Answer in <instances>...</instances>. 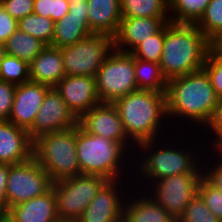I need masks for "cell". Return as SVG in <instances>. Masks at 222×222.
<instances>
[{"instance_id": "4fadbf2b", "label": "cell", "mask_w": 222, "mask_h": 222, "mask_svg": "<svg viewBox=\"0 0 222 222\" xmlns=\"http://www.w3.org/2000/svg\"><path fill=\"white\" fill-rule=\"evenodd\" d=\"M78 125L87 133L122 143L133 155L136 146L125 134L118 110L112 103H100L78 119Z\"/></svg>"}, {"instance_id": "7402d4cb", "label": "cell", "mask_w": 222, "mask_h": 222, "mask_svg": "<svg viewBox=\"0 0 222 222\" xmlns=\"http://www.w3.org/2000/svg\"><path fill=\"white\" fill-rule=\"evenodd\" d=\"M87 5L91 32L114 37L122 19L120 0H87Z\"/></svg>"}, {"instance_id": "7dc6e473", "label": "cell", "mask_w": 222, "mask_h": 222, "mask_svg": "<svg viewBox=\"0 0 222 222\" xmlns=\"http://www.w3.org/2000/svg\"><path fill=\"white\" fill-rule=\"evenodd\" d=\"M56 222H77V221H69V220H58V221H56Z\"/></svg>"}, {"instance_id": "52a82bcc", "label": "cell", "mask_w": 222, "mask_h": 222, "mask_svg": "<svg viewBox=\"0 0 222 222\" xmlns=\"http://www.w3.org/2000/svg\"><path fill=\"white\" fill-rule=\"evenodd\" d=\"M134 64L135 58L130 53L114 49L108 55L95 76L96 93L101 103H113L138 90Z\"/></svg>"}, {"instance_id": "6da1fadb", "label": "cell", "mask_w": 222, "mask_h": 222, "mask_svg": "<svg viewBox=\"0 0 222 222\" xmlns=\"http://www.w3.org/2000/svg\"><path fill=\"white\" fill-rule=\"evenodd\" d=\"M176 135L177 132H173L171 136L136 146L133 157L134 187L146 190L156 180L191 173L202 163L207 149L201 135L196 132H179Z\"/></svg>"}, {"instance_id": "e575fe53", "label": "cell", "mask_w": 222, "mask_h": 222, "mask_svg": "<svg viewBox=\"0 0 222 222\" xmlns=\"http://www.w3.org/2000/svg\"><path fill=\"white\" fill-rule=\"evenodd\" d=\"M69 8V0H34L33 14L56 22L68 14Z\"/></svg>"}, {"instance_id": "4dcf8cb0", "label": "cell", "mask_w": 222, "mask_h": 222, "mask_svg": "<svg viewBox=\"0 0 222 222\" xmlns=\"http://www.w3.org/2000/svg\"><path fill=\"white\" fill-rule=\"evenodd\" d=\"M163 43L164 26L154 35L141 41V43L130 52V54L136 59L159 64L163 52Z\"/></svg>"}, {"instance_id": "f6af8a7d", "label": "cell", "mask_w": 222, "mask_h": 222, "mask_svg": "<svg viewBox=\"0 0 222 222\" xmlns=\"http://www.w3.org/2000/svg\"><path fill=\"white\" fill-rule=\"evenodd\" d=\"M0 222H12V221H11L6 215H4V216L1 218Z\"/></svg>"}, {"instance_id": "30bf717a", "label": "cell", "mask_w": 222, "mask_h": 222, "mask_svg": "<svg viewBox=\"0 0 222 222\" xmlns=\"http://www.w3.org/2000/svg\"><path fill=\"white\" fill-rule=\"evenodd\" d=\"M202 178V163L191 173L154 181L145 191L176 220L197 194Z\"/></svg>"}, {"instance_id": "60d3db41", "label": "cell", "mask_w": 222, "mask_h": 222, "mask_svg": "<svg viewBox=\"0 0 222 222\" xmlns=\"http://www.w3.org/2000/svg\"><path fill=\"white\" fill-rule=\"evenodd\" d=\"M9 173V164H0V211L7 214L6 185Z\"/></svg>"}, {"instance_id": "f546056e", "label": "cell", "mask_w": 222, "mask_h": 222, "mask_svg": "<svg viewBox=\"0 0 222 222\" xmlns=\"http://www.w3.org/2000/svg\"><path fill=\"white\" fill-rule=\"evenodd\" d=\"M0 80L20 85L30 81L29 63L11 55L0 61Z\"/></svg>"}, {"instance_id": "3957f363", "label": "cell", "mask_w": 222, "mask_h": 222, "mask_svg": "<svg viewBox=\"0 0 222 222\" xmlns=\"http://www.w3.org/2000/svg\"><path fill=\"white\" fill-rule=\"evenodd\" d=\"M112 104L118 110L125 134L135 146L174 132L167 119L165 93L137 90Z\"/></svg>"}, {"instance_id": "f35d334b", "label": "cell", "mask_w": 222, "mask_h": 222, "mask_svg": "<svg viewBox=\"0 0 222 222\" xmlns=\"http://www.w3.org/2000/svg\"><path fill=\"white\" fill-rule=\"evenodd\" d=\"M2 6L11 17L19 21L33 14L34 0H2Z\"/></svg>"}, {"instance_id": "5bb4252c", "label": "cell", "mask_w": 222, "mask_h": 222, "mask_svg": "<svg viewBox=\"0 0 222 222\" xmlns=\"http://www.w3.org/2000/svg\"><path fill=\"white\" fill-rule=\"evenodd\" d=\"M78 125V119L54 87L50 88L38 110L28 135L32 141L46 133L63 131Z\"/></svg>"}, {"instance_id": "277c9868", "label": "cell", "mask_w": 222, "mask_h": 222, "mask_svg": "<svg viewBox=\"0 0 222 222\" xmlns=\"http://www.w3.org/2000/svg\"><path fill=\"white\" fill-rule=\"evenodd\" d=\"M210 50V40L195 24L166 23L159 62L163 76L168 81L202 69Z\"/></svg>"}, {"instance_id": "83f0119b", "label": "cell", "mask_w": 222, "mask_h": 222, "mask_svg": "<svg viewBox=\"0 0 222 222\" xmlns=\"http://www.w3.org/2000/svg\"><path fill=\"white\" fill-rule=\"evenodd\" d=\"M18 29L37 39L46 45H51L54 35V21L36 14H30L18 21Z\"/></svg>"}, {"instance_id": "7a4b0ae2", "label": "cell", "mask_w": 222, "mask_h": 222, "mask_svg": "<svg viewBox=\"0 0 222 222\" xmlns=\"http://www.w3.org/2000/svg\"><path fill=\"white\" fill-rule=\"evenodd\" d=\"M165 94L167 119L177 133H200L219 102L203 68L168 80Z\"/></svg>"}, {"instance_id": "7bdbcfd3", "label": "cell", "mask_w": 222, "mask_h": 222, "mask_svg": "<svg viewBox=\"0 0 222 222\" xmlns=\"http://www.w3.org/2000/svg\"><path fill=\"white\" fill-rule=\"evenodd\" d=\"M210 48L215 55L222 58V33L210 41Z\"/></svg>"}, {"instance_id": "5b68a950", "label": "cell", "mask_w": 222, "mask_h": 222, "mask_svg": "<svg viewBox=\"0 0 222 222\" xmlns=\"http://www.w3.org/2000/svg\"><path fill=\"white\" fill-rule=\"evenodd\" d=\"M76 150L81 174L109 181L133 179L134 155L122 143L87 133L76 125Z\"/></svg>"}, {"instance_id": "8fae6325", "label": "cell", "mask_w": 222, "mask_h": 222, "mask_svg": "<svg viewBox=\"0 0 222 222\" xmlns=\"http://www.w3.org/2000/svg\"><path fill=\"white\" fill-rule=\"evenodd\" d=\"M53 181L34 157L9 165L6 185L7 211L10 207L38 197L52 188Z\"/></svg>"}, {"instance_id": "484cf974", "label": "cell", "mask_w": 222, "mask_h": 222, "mask_svg": "<svg viewBox=\"0 0 222 222\" xmlns=\"http://www.w3.org/2000/svg\"><path fill=\"white\" fill-rule=\"evenodd\" d=\"M134 70L138 90L166 93L168 81L158 63L135 58Z\"/></svg>"}, {"instance_id": "ee69618b", "label": "cell", "mask_w": 222, "mask_h": 222, "mask_svg": "<svg viewBox=\"0 0 222 222\" xmlns=\"http://www.w3.org/2000/svg\"><path fill=\"white\" fill-rule=\"evenodd\" d=\"M5 55V43L0 42V61Z\"/></svg>"}, {"instance_id": "ac0fdd59", "label": "cell", "mask_w": 222, "mask_h": 222, "mask_svg": "<svg viewBox=\"0 0 222 222\" xmlns=\"http://www.w3.org/2000/svg\"><path fill=\"white\" fill-rule=\"evenodd\" d=\"M123 222H177L145 190L132 187L123 205Z\"/></svg>"}, {"instance_id": "74e56055", "label": "cell", "mask_w": 222, "mask_h": 222, "mask_svg": "<svg viewBox=\"0 0 222 222\" xmlns=\"http://www.w3.org/2000/svg\"><path fill=\"white\" fill-rule=\"evenodd\" d=\"M15 92V84L0 80V121L9 120Z\"/></svg>"}, {"instance_id": "44dd1931", "label": "cell", "mask_w": 222, "mask_h": 222, "mask_svg": "<svg viewBox=\"0 0 222 222\" xmlns=\"http://www.w3.org/2000/svg\"><path fill=\"white\" fill-rule=\"evenodd\" d=\"M29 68L30 81L55 87L65 77L61 48L47 45Z\"/></svg>"}, {"instance_id": "c3c4849f", "label": "cell", "mask_w": 222, "mask_h": 222, "mask_svg": "<svg viewBox=\"0 0 222 222\" xmlns=\"http://www.w3.org/2000/svg\"><path fill=\"white\" fill-rule=\"evenodd\" d=\"M4 215H5V214L0 211V220H1V218H2Z\"/></svg>"}, {"instance_id": "cb8c5ba5", "label": "cell", "mask_w": 222, "mask_h": 222, "mask_svg": "<svg viewBox=\"0 0 222 222\" xmlns=\"http://www.w3.org/2000/svg\"><path fill=\"white\" fill-rule=\"evenodd\" d=\"M46 46L40 39L17 29L5 42V53L30 64Z\"/></svg>"}, {"instance_id": "8992f818", "label": "cell", "mask_w": 222, "mask_h": 222, "mask_svg": "<svg viewBox=\"0 0 222 222\" xmlns=\"http://www.w3.org/2000/svg\"><path fill=\"white\" fill-rule=\"evenodd\" d=\"M33 157L53 182L81 175L76 150V126L39 136L33 141Z\"/></svg>"}, {"instance_id": "ab89813d", "label": "cell", "mask_w": 222, "mask_h": 222, "mask_svg": "<svg viewBox=\"0 0 222 222\" xmlns=\"http://www.w3.org/2000/svg\"><path fill=\"white\" fill-rule=\"evenodd\" d=\"M18 29V21L11 17L0 5V42L5 43L7 39Z\"/></svg>"}, {"instance_id": "1f68e13d", "label": "cell", "mask_w": 222, "mask_h": 222, "mask_svg": "<svg viewBox=\"0 0 222 222\" xmlns=\"http://www.w3.org/2000/svg\"><path fill=\"white\" fill-rule=\"evenodd\" d=\"M199 134L207 150H217L222 145V99L215 107L210 121Z\"/></svg>"}, {"instance_id": "bcb514c9", "label": "cell", "mask_w": 222, "mask_h": 222, "mask_svg": "<svg viewBox=\"0 0 222 222\" xmlns=\"http://www.w3.org/2000/svg\"><path fill=\"white\" fill-rule=\"evenodd\" d=\"M216 151L222 156V145Z\"/></svg>"}, {"instance_id": "9a60e30c", "label": "cell", "mask_w": 222, "mask_h": 222, "mask_svg": "<svg viewBox=\"0 0 222 222\" xmlns=\"http://www.w3.org/2000/svg\"><path fill=\"white\" fill-rule=\"evenodd\" d=\"M54 88L77 119L101 103L94 76H65Z\"/></svg>"}, {"instance_id": "ba28073f", "label": "cell", "mask_w": 222, "mask_h": 222, "mask_svg": "<svg viewBox=\"0 0 222 222\" xmlns=\"http://www.w3.org/2000/svg\"><path fill=\"white\" fill-rule=\"evenodd\" d=\"M108 181L101 176L81 174L53 182L59 219L77 221Z\"/></svg>"}, {"instance_id": "d4e9b609", "label": "cell", "mask_w": 222, "mask_h": 222, "mask_svg": "<svg viewBox=\"0 0 222 222\" xmlns=\"http://www.w3.org/2000/svg\"><path fill=\"white\" fill-rule=\"evenodd\" d=\"M121 17L171 18L169 0H120Z\"/></svg>"}, {"instance_id": "7c38bea8", "label": "cell", "mask_w": 222, "mask_h": 222, "mask_svg": "<svg viewBox=\"0 0 222 222\" xmlns=\"http://www.w3.org/2000/svg\"><path fill=\"white\" fill-rule=\"evenodd\" d=\"M132 187V179L108 181L77 222H123V205Z\"/></svg>"}, {"instance_id": "b9f144b4", "label": "cell", "mask_w": 222, "mask_h": 222, "mask_svg": "<svg viewBox=\"0 0 222 222\" xmlns=\"http://www.w3.org/2000/svg\"><path fill=\"white\" fill-rule=\"evenodd\" d=\"M70 8L68 13L77 16H88V5L86 0H69Z\"/></svg>"}, {"instance_id": "603a6c76", "label": "cell", "mask_w": 222, "mask_h": 222, "mask_svg": "<svg viewBox=\"0 0 222 222\" xmlns=\"http://www.w3.org/2000/svg\"><path fill=\"white\" fill-rule=\"evenodd\" d=\"M93 33L88 27V16L66 14L54 22V35L51 46L63 48L87 38Z\"/></svg>"}, {"instance_id": "836d02e7", "label": "cell", "mask_w": 222, "mask_h": 222, "mask_svg": "<svg viewBox=\"0 0 222 222\" xmlns=\"http://www.w3.org/2000/svg\"><path fill=\"white\" fill-rule=\"evenodd\" d=\"M177 222H221L197 193L184 209Z\"/></svg>"}, {"instance_id": "d6a6232c", "label": "cell", "mask_w": 222, "mask_h": 222, "mask_svg": "<svg viewBox=\"0 0 222 222\" xmlns=\"http://www.w3.org/2000/svg\"><path fill=\"white\" fill-rule=\"evenodd\" d=\"M202 177L222 192V156L216 150H207L202 157Z\"/></svg>"}, {"instance_id": "d6986e66", "label": "cell", "mask_w": 222, "mask_h": 222, "mask_svg": "<svg viewBox=\"0 0 222 222\" xmlns=\"http://www.w3.org/2000/svg\"><path fill=\"white\" fill-rule=\"evenodd\" d=\"M33 157L28 131L8 120L0 121V164H19Z\"/></svg>"}, {"instance_id": "4316f807", "label": "cell", "mask_w": 222, "mask_h": 222, "mask_svg": "<svg viewBox=\"0 0 222 222\" xmlns=\"http://www.w3.org/2000/svg\"><path fill=\"white\" fill-rule=\"evenodd\" d=\"M210 0H169L172 22L195 24Z\"/></svg>"}, {"instance_id": "e0dca14e", "label": "cell", "mask_w": 222, "mask_h": 222, "mask_svg": "<svg viewBox=\"0 0 222 222\" xmlns=\"http://www.w3.org/2000/svg\"><path fill=\"white\" fill-rule=\"evenodd\" d=\"M171 18L122 17L114 36V49L130 53L141 41L157 33Z\"/></svg>"}, {"instance_id": "ffe728a7", "label": "cell", "mask_w": 222, "mask_h": 222, "mask_svg": "<svg viewBox=\"0 0 222 222\" xmlns=\"http://www.w3.org/2000/svg\"><path fill=\"white\" fill-rule=\"evenodd\" d=\"M6 216L12 222L58 221L56 195L53 188L38 197L10 207Z\"/></svg>"}, {"instance_id": "8d00e7d4", "label": "cell", "mask_w": 222, "mask_h": 222, "mask_svg": "<svg viewBox=\"0 0 222 222\" xmlns=\"http://www.w3.org/2000/svg\"><path fill=\"white\" fill-rule=\"evenodd\" d=\"M218 99H222V58L209 51L203 66Z\"/></svg>"}, {"instance_id": "9c48e42d", "label": "cell", "mask_w": 222, "mask_h": 222, "mask_svg": "<svg viewBox=\"0 0 222 222\" xmlns=\"http://www.w3.org/2000/svg\"><path fill=\"white\" fill-rule=\"evenodd\" d=\"M114 50V37L92 34L73 45L61 48L65 76H96Z\"/></svg>"}, {"instance_id": "d590c367", "label": "cell", "mask_w": 222, "mask_h": 222, "mask_svg": "<svg viewBox=\"0 0 222 222\" xmlns=\"http://www.w3.org/2000/svg\"><path fill=\"white\" fill-rule=\"evenodd\" d=\"M197 193L202 197L211 212L222 222V192L214 188L202 177L198 184Z\"/></svg>"}, {"instance_id": "2e32d148", "label": "cell", "mask_w": 222, "mask_h": 222, "mask_svg": "<svg viewBox=\"0 0 222 222\" xmlns=\"http://www.w3.org/2000/svg\"><path fill=\"white\" fill-rule=\"evenodd\" d=\"M51 87L45 84L28 81L16 85V92L9 120L17 127L29 130L42 106L47 91Z\"/></svg>"}, {"instance_id": "f1b7e54d", "label": "cell", "mask_w": 222, "mask_h": 222, "mask_svg": "<svg viewBox=\"0 0 222 222\" xmlns=\"http://www.w3.org/2000/svg\"><path fill=\"white\" fill-rule=\"evenodd\" d=\"M195 25L210 41L222 33V0H210Z\"/></svg>"}]
</instances>
